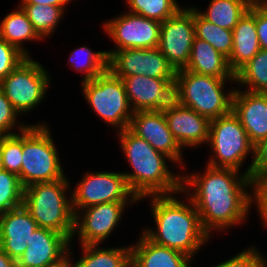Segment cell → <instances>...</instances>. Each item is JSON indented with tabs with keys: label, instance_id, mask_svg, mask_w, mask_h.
Returning <instances> with one entry per match:
<instances>
[{
	"label": "cell",
	"instance_id": "1",
	"mask_svg": "<svg viewBox=\"0 0 267 267\" xmlns=\"http://www.w3.org/2000/svg\"><path fill=\"white\" fill-rule=\"evenodd\" d=\"M199 172L184 170L182 191L196 207L203 229L211 237L214 230L221 233L242 225L252 209L250 177L233 168L209 165Z\"/></svg>",
	"mask_w": 267,
	"mask_h": 267
},
{
	"label": "cell",
	"instance_id": "2",
	"mask_svg": "<svg viewBox=\"0 0 267 267\" xmlns=\"http://www.w3.org/2000/svg\"><path fill=\"white\" fill-rule=\"evenodd\" d=\"M179 195L181 199L185 196V201L179 199ZM148 198H151L150 211L156 228L144 227L141 232L155 244L178 250L194 259L195 254L212 240L202 227L196 207L182 190Z\"/></svg>",
	"mask_w": 267,
	"mask_h": 267
},
{
	"label": "cell",
	"instance_id": "3",
	"mask_svg": "<svg viewBox=\"0 0 267 267\" xmlns=\"http://www.w3.org/2000/svg\"><path fill=\"white\" fill-rule=\"evenodd\" d=\"M116 133L122 153L132 169L122 173L139 202L148 196L169 195L182 190V173H173L171 169L178 165L169 156L155 150L129 128ZM169 162L173 164L172 168L167 164Z\"/></svg>",
	"mask_w": 267,
	"mask_h": 267
},
{
	"label": "cell",
	"instance_id": "4",
	"mask_svg": "<svg viewBox=\"0 0 267 267\" xmlns=\"http://www.w3.org/2000/svg\"><path fill=\"white\" fill-rule=\"evenodd\" d=\"M71 186L67 177L53 182L35 183L24 188L23 196V206L38 227L63 234L70 242L75 229Z\"/></svg>",
	"mask_w": 267,
	"mask_h": 267
},
{
	"label": "cell",
	"instance_id": "5",
	"mask_svg": "<svg viewBox=\"0 0 267 267\" xmlns=\"http://www.w3.org/2000/svg\"><path fill=\"white\" fill-rule=\"evenodd\" d=\"M227 81L236 86L235 79L200 75L185 69L178 70L174 82V99L210 121L217 119L232 111L236 87L225 88ZM227 89L229 90L226 91Z\"/></svg>",
	"mask_w": 267,
	"mask_h": 267
},
{
	"label": "cell",
	"instance_id": "6",
	"mask_svg": "<svg viewBox=\"0 0 267 267\" xmlns=\"http://www.w3.org/2000/svg\"><path fill=\"white\" fill-rule=\"evenodd\" d=\"M56 147L51 130L45 122L29 124L23 130V160L18 176L23 188L65 178Z\"/></svg>",
	"mask_w": 267,
	"mask_h": 267
},
{
	"label": "cell",
	"instance_id": "7",
	"mask_svg": "<svg viewBox=\"0 0 267 267\" xmlns=\"http://www.w3.org/2000/svg\"><path fill=\"white\" fill-rule=\"evenodd\" d=\"M82 94L97 116L117 132L129 128L132 110L122 79L109 69L81 82Z\"/></svg>",
	"mask_w": 267,
	"mask_h": 267
},
{
	"label": "cell",
	"instance_id": "8",
	"mask_svg": "<svg viewBox=\"0 0 267 267\" xmlns=\"http://www.w3.org/2000/svg\"><path fill=\"white\" fill-rule=\"evenodd\" d=\"M254 146L238 117L231 111L210 121L207 147H210L213 155L209 156L206 163L212 167L240 171L247 156L251 154L254 158Z\"/></svg>",
	"mask_w": 267,
	"mask_h": 267
},
{
	"label": "cell",
	"instance_id": "9",
	"mask_svg": "<svg viewBox=\"0 0 267 267\" xmlns=\"http://www.w3.org/2000/svg\"><path fill=\"white\" fill-rule=\"evenodd\" d=\"M49 73L39 61L27 57L0 81V88L20 116L43 102L51 86Z\"/></svg>",
	"mask_w": 267,
	"mask_h": 267
},
{
	"label": "cell",
	"instance_id": "10",
	"mask_svg": "<svg viewBox=\"0 0 267 267\" xmlns=\"http://www.w3.org/2000/svg\"><path fill=\"white\" fill-rule=\"evenodd\" d=\"M71 189L74 214L79 210L107 202H138L122 172H86Z\"/></svg>",
	"mask_w": 267,
	"mask_h": 267
},
{
	"label": "cell",
	"instance_id": "11",
	"mask_svg": "<svg viewBox=\"0 0 267 267\" xmlns=\"http://www.w3.org/2000/svg\"><path fill=\"white\" fill-rule=\"evenodd\" d=\"M103 21V31L115 47L106 51L158 48L161 22L125 12Z\"/></svg>",
	"mask_w": 267,
	"mask_h": 267
},
{
	"label": "cell",
	"instance_id": "12",
	"mask_svg": "<svg viewBox=\"0 0 267 267\" xmlns=\"http://www.w3.org/2000/svg\"><path fill=\"white\" fill-rule=\"evenodd\" d=\"M137 202H107L79 210L75 214V236L80 245H101L122 222L124 210ZM126 207V208H125Z\"/></svg>",
	"mask_w": 267,
	"mask_h": 267
},
{
	"label": "cell",
	"instance_id": "13",
	"mask_svg": "<svg viewBox=\"0 0 267 267\" xmlns=\"http://www.w3.org/2000/svg\"><path fill=\"white\" fill-rule=\"evenodd\" d=\"M195 37L193 6L161 22L158 49L175 71L185 69Z\"/></svg>",
	"mask_w": 267,
	"mask_h": 267
},
{
	"label": "cell",
	"instance_id": "14",
	"mask_svg": "<svg viewBox=\"0 0 267 267\" xmlns=\"http://www.w3.org/2000/svg\"><path fill=\"white\" fill-rule=\"evenodd\" d=\"M108 69L118 77L175 78L176 71L158 48L106 51Z\"/></svg>",
	"mask_w": 267,
	"mask_h": 267
},
{
	"label": "cell",
	"instance_id": "15",
	"mask_svg": "<svg viewBox=\"0 0 267 267\" xmlns=\"http://www.w3.org/2000/svg\"><path fill=\"white\" fill-rule=\"evenodd\" d=\"M129 129L145 139L155 150L169 156L180 169H185L183 149L172 135L163 110L134 112Z\"/></svg>",
	"mask_w": 267,
	"mask_h": 267
},
{
	"label": "cell",
	"instance_id": "16",
	"mask_svg": "<svg viewBox=\"0 0 267 267\" xmlns=\"http://www.w3.org/2000/svg\"><path fill=\"white\" fill-rule=\"evenodd\" d=\"M134 112L163 110L174 100L175 78L120 77Z\"/></svg>",
	"mask_w": 267,
	"mask_h": 267
},
{
	"label": "cell",
	"instance_id": "17",
	"mask_svg": "<svg viewBox=\"0 0 267 267\" xmlns=\"http://www.w3.org/2000/svg\"><path fill=\"white\" fill-rule=\"evenodd\" d=\"M163 113L169 130L182 149L199 148L198 146L207 144L210 130L208 118L175 99L163 109Z\"/></svg>",
	"mask_w": 267,
	"mask_h": 267
},
{
	"label": "cell",
	"instance_id": "18",
	"mask_svg": "<svg viewBox=\"0 0 267 267\" xmlns=\"http://www.w3.org/2000/svg\"><path fill=\"white\" fill-rule=\"evenodd\" d=\"M70 241L56 231L37 227L27 248L16 261L18 267H50L68 256Z\"/></svg>",
	"mask_w": 267,
	"mask_h": 267
},
{
	"label": "cell",
	"instance_id": "19",
	"mask_svg": "<svg viewBox=\"0 0 267 267\" xmlns=\"http://www.w3.org/2000/svg\"><path fill=\"white\" fill-rule=\"evenodd\" d=\"M232 111L254 145L267 137V93L237 87L233 94Z\"/></svg>",
	"mask_w": 267,
	"mask_h": 267
},
{
	"label": "cell",
	"instance_id": "20",
	"mask_svg": "<svg viewBox=\"0 0 267 267\" xmlns=\"http://www.w3.org/2000/svg\"><path fill=\"white\" fill-rule=\"evenodd\" d=\"M37 227V222L23 205L0 214V247L16 262Z\"/></svg>",
	"mask_w": 267,
	"mask_h": 267
},
{
	"label": "cell",
	"instance_id": "21",
	"mask_svg": "<svg viewBox=\"0 0 267 267\" xmlns=\"http://www.w3.org/2000/svg\"><path fill=\"white\" fill-rule=\"evenodd\" d=\"M139 235L131 245V267H190L194 261L183 252L155 244L142 232Z\"/></svg>",
	"mask_w": 267,
	"mask_h": 267
},
{
	"label": "cell",
	"instance_id": "22",
	"mask_svg": "<svg viewBox=\"0 0 267 267\" xmlns=\"http://www.w3.org/2000/svg\"><path fill=\"white\" fill-rule=\"evenodd\" d=\"M233 49L228 58L229 67L236 74L260 50L255 24V4H252L232 30Z\"/></svg>",
	"mask_w": 267,
	"mask_h": 267
},
{
	"label": "cell",
	"instance_id": "23",
	"mask_svg": "<svg viewBox=\"0 0 267 267\" xmlns=\"http://www.w3.org/2000/svg\"><path fill=\"white\" fill-rule=\"evenodd\" d=\"M185 70L222 79H235V74L229 67L228 58L219 53L210 43L196 37H194Z\"/></svg>",
	"mask_w": 267,
	"mask_h": 267
},
{
	"label": "cell",
	"instance_id": "24",
	"mask_svg": "<svg viewBox=\"0 0 267 267\" xmlns=\"http://www.w3.org/2000/svg\"><path fill=\"white\" fill-rule=\"evenodd\" d=\"M0 37L26 57L32 55L23 43L42 40L35 32L26 12L19 5L0 20Z\"/></svg>",
	"mask_w": 267,
	"mask_h": 267
},
{
	"label": "cell",
	"instance_id": "25",
	"mask_svg": "<svg viewBox=\"0 0 267 267\" xmlns=\"http://www.w3.org/2000/svg\"><path fill=\"white\" fill-rule=\"evenodd\" d=\"M99 246L80 245L82 256L73 262L74 267H131V244L111 248Z\"/></svg>",
	"mask_w": 267,
	"mask_h": 267
},
{
	"label": "cell",
	"instance_id": "26",
	"mask_svg": "<svg viewBox=\"0 0 267 267\" xmlns=\"http://www.w3.org/2000/svg\"><path fill=\"white\" fill-rule=\"evenodd\" d=\"M251 5L249 0H210L206 10L201 11L198 6L194 8L207 21L233 30Z\"/></svg>",
	"mask_w": 267,
	"mask_h": 267
},
{
	"label": "cell",
	"instance_id": "27",
	"mask_svg": "<svg viewBox=\"0 0 267 267\" xmlns=\"http://www.w3.org/2000/svg\"><path fill=\"white\" fill-rule=\"evenodd\" d=\"M67 62L71 69L84 73L81 82L92 80L108 69L106 51H92L89 46H80L72 50Z\"/></svg>",
	"mask_w": 267,
	"mask_h": 267
},
{
	"label": "cell",
	"instance_id": "28",
	"mask_svg": "<svg viewBox=\"0 0 267 267\" xmlns=\"http://www.w3.org/2000/svg\"><path fill=\"white\" fill-rule=\"evenodd\" d=\"M235 80L240 89L267 93V50L261 49L235 74Z\"/></svg>",
	"mask_w": 267,
	"mask_h": 267
},
{
	"label": "cell",
	"instance_id": "29",
	"mask_svg": "<svg viewBox=\"0 0 267 267\" xmlns=\"http://www.w3.org/2000/svg\"><path fill=\"white\" fill-rule=\"evenodd\" d=\"M19 6L26 12L35 32L42 40L52 37L68 8L40 4Z\"/></svg>",
	"mask_w": 267,
	"mask_h": 267
},
{
	"label": "cell",
	"instance_id": "30",
	"mask_svg": "<svg viewBox=\"0 0 267 267\" xmlns=\"http://www.w3.org/2000/svg\"><path fill=\"white\" fill-rule=\"evenodd\" d=\"M195 37L210 43L219 53L229 58L233 49L232 30L221 28L203 18L193 5Z\"/></svg>",
	"mask_w": 267,
	"mask_h": 267
},
{
	"label": "cell",
	"instance_id": "31",
	"mask_svg": "<svg viewBox=\"0 0 267 267\" xmlns=\"http://www.w3.org/2000/svg\"><path fill=\"white\" fill-rule=\"evenodd\" d=\"M128 12L163 22L183 7L178 0H126Z\"/></svg>",
	"mask_w": 267,
	"mask_h": 267
},
{
	"label": "cell",
	"instance_id": "32",
	"mask_svg": "<svg viewBox=\"0 0 267 267\" xmlns=\"http://www.w3.org/2000/svg\"><path fill=\"white\" fill-rule=\"evenodd\" d=\"M23 131L0 137L2 169L17 176L21 173L23 160Z\"/></svg>",
	"mask_w": 267,
	"mask_h": 267
},
{
	"label": "cell",
	"instance_id": "33",
	"mask_svg": "<svg viewBox=\"0 0 267 267\" xmlns=\"http://www.w3.org/2000/svg\"><path fill=\"white\" fill-rule=\"evenodd\" d=\"M24 188L19 177L0 170V214L23 205Z\"/></svg>",
	"mask_w": 267,
	"mask_h": 267
},
{
	"label": "cell",
	"instance_id": "34",
	"mask_svg": "<svg viewBox=\"0 0 267 267\" xmlns=\"http://www.w3.org/2000/svg\"><path fill=\"white\" fill-rule=\"evenodd\" d=\"M19 117L22 116L13 108L0 88V134L13 135L17 134L18 131H23L29 124L20 122ZM15 130L17 131L15 132Z\"/></svg>",
	"mask_w": 267,
	"mask_h": 267
},
{
	"label": "cell",
	"instance_id": "35",
	"mask_svg": "<svg viewBox=\"0 0 267 267\" xmlns=\"http://www.w3.org/2000/svg\"><path fill=\"white\" fill-rule=\"evenodd\" d=\"M252 245L213 267H267V257Z\"/></svg>",
	"mask_w": 267,
	"mask_h": 267
},
{
	"label": "cell",
	"instance_id": "36",
	"mask_svg": "<svg viewBox=\"0 0 267 267\" xmlns=\"http://www.w3.org/2000/svg\"><path fill=\"white\" fill-rule=\"evenodd\" d=\"M27 57L0 37V81Z\"/></svg>",
	"mask_w": 267,
	"mask_h": 267
},
{
	"label": "cell",
	"instance_id": "37",
	"mask_svg": "<svg viewBox=\"0 0 267 267\" xmlns=\"http://www.w3.org/2000/svg\"><path fill=\"white\" fill-rule=\"evenodd\" d=\"M251 179V204L256 205L258 217L262 220L263 226L267 227V184L260 178Z\"/></svg>",
	"mask_w": 267,
	"mask_h": 267
},
{
	"label": "cell",
	"instance_id": "38",
	"mask_svg": "<svg viewBox=\"0 0 267 267\" xmlns=\"http://www.w3.org/2000/svg\"><path fill=\"white\" fill-rule=\"evenodd\" d=\"M251 160L243 172L250 178H259L267 170V137L255 144L254 158Z\"/></svg>",
	"mask_w": 267,
	"mask_h": 267
},
{
	"label": "cell",
	"instance_id": "39",
	"mask_svg": "<svg viewBox=\"0 0 267 267\" xmlns=\"http://www.w3.org/2000/svg\"><path fill=\"white\" fill-rule=\"evenodd\" d=\"M255 24L260 48L267 50V12L255 4Z\"/></svg>",
	"mask_w": 267,
	"mask_h": 267
},
{
	"label": "cell",
	"instance_id": "40",
	"mask_svg": "<svg viewBox=\"0 0 267 267\" xmlns=\"http://www.w3.org/2000/svg\"><path fill=\"white\" fill-rule=\"evenodd\" d=\"M20 5H52L57 7H67L74 0H19Z\"/></svg>",
	"mask_w": 267,
	"mask_h": 267
},
{
	"label": "cell",
	"instance_id": "41",
	"mask_svg": "<svg viewBox=\"0 0 267 267\" xmlns=\"http://www.w3.org/2000/svg\"><path fill=\"white\" fill-rule=\"evenodd\" d=\"M16 262L10 258L0 247V267H14Z\"/></svg>",
	"mask_w": 267,
	"mask_h": 267
},
{
	"label": "cell",
	"instance_id": "42",
	"mask_svg": "<svg viewBox=\"0 0 267 267\" xmlns=\"http://www.w3.org/2000/svg\"><path fill=\"white\" fill-rule=\"evenodd\" d=\"M71 244L73 245V242L70 243L69 251H68V256L65 259H63L60 263H58L56 265H53V266H50V267H74V265H73V260L74 259L71 256V255H73V253H72L73 247H72Z\"/></svg>",
	"mask_w": 267,
	"mask_h": 267
},
{
	"label": "cell",
	"instance_id": "43",
	"mask_svg": "<svg viewBox=\"0 0 267 267\" xmlns=\"http://www.w3.org/2000/svg\"><path fill=\"white\" fill-rule=\"evenodd\" d=\"M258 4L267 12V0H261Z\"/></svg>",
	"mask_w": 267,
	"mask_h": 267
},
{
	"label": "cell",
	"instance_id": "44",
	"mask_svg": "<svg viewBox=\"0 0 267 267\" xmlns=\"http://www.w3.org/2000/svg\"><path fill=\"white\" fill-rule=\"evenodd\" d=\"M259 178L267 184V170Z\"/></svg>",
	"mask_w": 267,
	"mask_h": 267
},
{
	"label": "cell",
	"instance_id": "45",
	"mask_svg": "<svg viewBox=\"0 0 267 267\" xmlns=\"http://www.w3.org/2000/svg\"><path fill=\"white\" fill-rule=\"evenodd\" d=\"M252 4H258L261 0H249Z\"/></svg>",
	"mask_w": 267,
	"mask_h": 267
},
{
	"label": "cell",
	"instance_id": "46",
	"mask_svg": "<svg viewBox=\"0 0 267 267\" xmlns=\"http://www.w3.org/2000/svg\"><path fill=\"white\" fill-rule=\"evenodd\" d=\"M0 170H2L1 157H0Z\"/></svg>",
	"mask_w": 267,
	"mask_h": 267
}]
</instances>
